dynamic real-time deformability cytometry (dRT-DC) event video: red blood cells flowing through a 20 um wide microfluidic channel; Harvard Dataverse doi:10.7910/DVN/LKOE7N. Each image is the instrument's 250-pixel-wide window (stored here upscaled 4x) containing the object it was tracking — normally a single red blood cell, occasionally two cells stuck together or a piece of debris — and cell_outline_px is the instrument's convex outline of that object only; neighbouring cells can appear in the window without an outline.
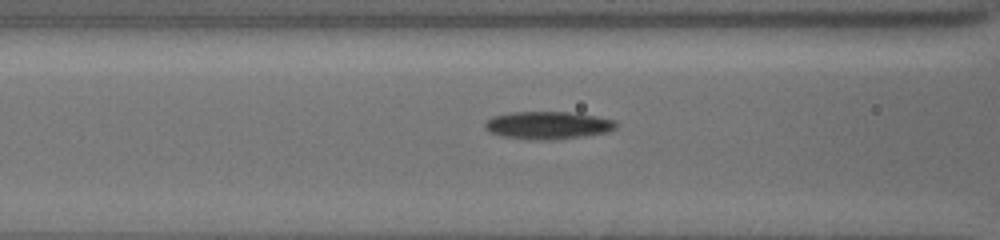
{"species": "common noctule bat (a hibernating species)", "species_latin": "Nyctalus noctula", "temperature_condition": "cold", "stored_images_in_passage": 49, "camera_frame_rate_fps": 3000, "um_per_image_px": 0.085, "animal": {"sex": "female", "body_mass_g": 19.5, "forearm_length_mm": 54.1}, "frame": {"image": 1, "passage_image": 7, "time_ms": 1.0, "image_size_px": [1000, 240], "cell_outline_px": [[616, 128], [604, 132], [584, 136], [556, 140], [528, 140], [500, 136], [488, 132], [484, 128], [484, 124], [492, 116], [512, 112], [576, 112], [616, 120]], "centroid_in_image_um": [46.54, 10.65], "position_along_channel_um": 120.1, "area_um2": 21.44}}
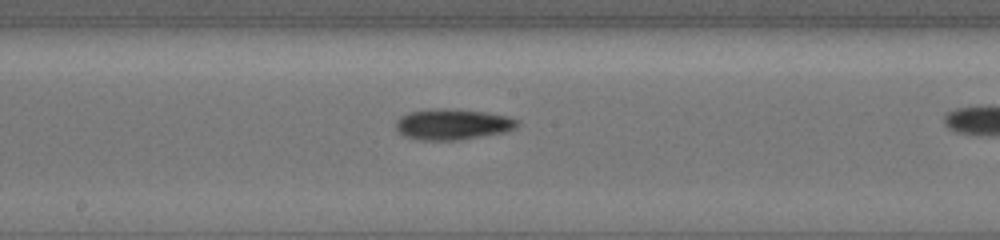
{"frame": {"image": 2, "passage_image": 20, "time_ms": 3.333, "image_size_px": [1000, 240], "cell_outline_px": [[516, 128], [504, 132], [460, 140], [420, 140], [404, 136], [396, 128], [396, 120], [400, 116], [412, 112], [436, 108], [444, 108], [484, 112], [504, 116], [516, 120]], "centroid_in_image_um": [38.42, 10.58], "position_along_channel_um": 209.8, "area_um2": 21.44}}
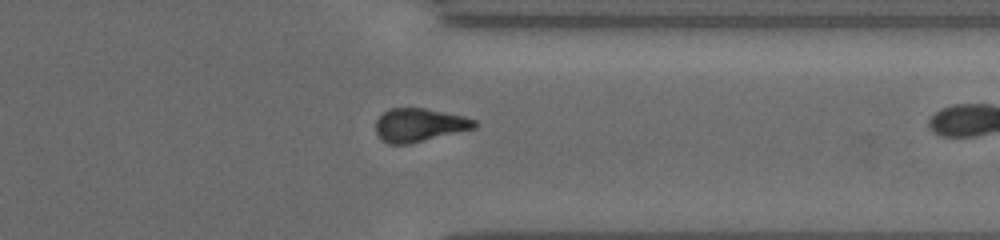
{"frame": {"image": 3, "passage_image": 47, "time_ms": 7.667, "image_size_px": [1000, 240], "cell_outline_px": [[476, 128], [408, 144], [388, 144], [380, 140], [376, 132], [376, 120], [384, 112], [392, 108], [424, 108], [464, 116], [476, 120]], "centroid_in_image_um": [35.62, 10.63], "position_along_channel_um": 375.8, "area_um2": 19.13}}